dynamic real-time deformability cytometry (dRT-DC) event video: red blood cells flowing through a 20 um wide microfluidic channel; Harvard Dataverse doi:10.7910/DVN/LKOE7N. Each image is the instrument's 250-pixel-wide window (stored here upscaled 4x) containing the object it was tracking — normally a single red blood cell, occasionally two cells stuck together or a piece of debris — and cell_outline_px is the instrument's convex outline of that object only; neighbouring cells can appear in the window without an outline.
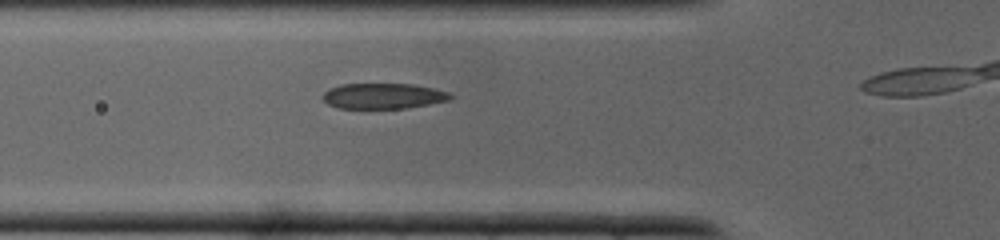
{"species": "common noctule bat (a hibernating species)", "species_latin": "Nyctalus noctula", "temperature_condition": "cold", "stored_images_in_passage": 8, "camera_frame_rate_fps": 3000, "um_per_image_px": 0.085, "animal": {"sex": "male", "body_mass_g": 19.0, "forearm_length_mm": 50.8}, "frame": {"image": 1, "passage_image": 5, "time_ms": 1.333, "image_size_px": [1000, 240], "cell_outline_px": [[452, 96], [448, 100], [408, 108], [336, 108], [328, 104], [320, 96], [328, 88], [340, 84], [412, 84], [432, 88], [448, 92]], "centroid_in_image_um": [32.5, 8.16], "position_along_channel_um": 93.3, "area_um2": 18.96}}
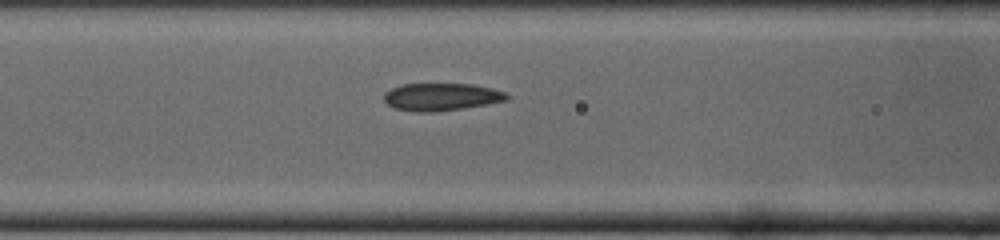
{"frame": {"image": 2, "passage_image": 7, "time_ms": 2.0, "image_size_px": [1000, 240], "cell_outline_px": [[512, 96], [508, 100], [464, 108], [432, 112], [412, 112], [396, 108], [388, 104], [384, 100], [384, 92], [392, 88], [404, 84], [472, 84], [492, 88], [508, 92]], "centroid_in_image_um": [37.56, 8.23], "position_along_channel_um": 129.0, "area_um2": 19.83}}